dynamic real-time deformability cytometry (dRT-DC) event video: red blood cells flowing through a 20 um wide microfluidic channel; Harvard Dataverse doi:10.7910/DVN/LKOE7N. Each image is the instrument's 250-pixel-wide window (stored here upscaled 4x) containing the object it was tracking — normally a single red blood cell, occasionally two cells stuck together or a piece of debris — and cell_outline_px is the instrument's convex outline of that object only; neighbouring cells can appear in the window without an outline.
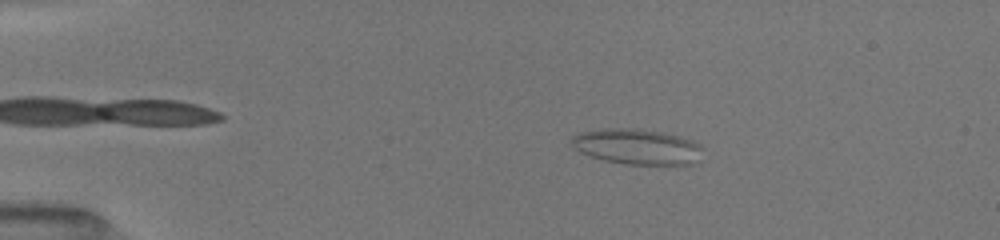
{"species": "common noctule bat (a hibernating species)", "species_latin": "Nyctalus noctula", "temperature_condition": "room temperature", "stored_images_in_passage": 13, "camera_frame_rate_fps": 3000, "um_per_image_px": 0.085, "animal": {"sex": "female", "body_mass_g": 19.5, "forearm_length_mm": 54.1}, "frame": {"image": 1, "passage_image": 8, "time_ms": 3.0, "image_size_px": [1000, 240], "cell_outline_px": [[692, 144], [688, 164], [624, 164], [604, 160], [592, 156], [576, 148], [572, 144], [572, 140], [576, 136], [584, 132], [652, 132], [676, 136]], "centroid_in_image_um": [53.94, 12.54], "position_along_channel_um": 31.1, "area_um2": 23.18}}